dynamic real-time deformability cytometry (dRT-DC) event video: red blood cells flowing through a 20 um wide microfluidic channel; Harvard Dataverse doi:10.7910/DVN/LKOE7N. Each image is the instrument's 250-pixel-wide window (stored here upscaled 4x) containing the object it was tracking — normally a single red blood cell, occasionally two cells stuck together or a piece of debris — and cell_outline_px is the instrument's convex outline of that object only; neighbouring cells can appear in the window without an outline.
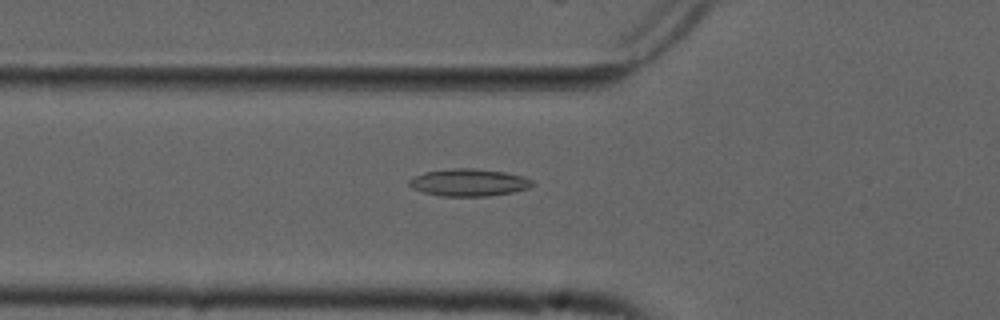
{"species": "common noctule bat (a hibernating species)", "species_latin": "Nyctalus noctula", "temperature_condition": "cold", "stored_images_in_passage": 34, "camera_frame_rate_fps": 3000, "um_per_image_px": 0.085, "animal": {"sex": "male", "forearm_length_mm": 52.5}, "frame": {"image": 1, "passage_image": 3, "time_ms": 0.667, "image_size_px": [1000, 320], "cell_outline_px": [[536, 184], [528, 188], [512, 192], [488, 196], [440, 196], [424, 192], [412, 188], [408, 184], [408, 180], [424, 172], [456, 168], [472, 168], [504, 172], [524, 176], [532, 180]], "centroid_in_image_um": [39.87, 15.51], "position_along_channel_um": 85.9, "area_um2": 19.54}}
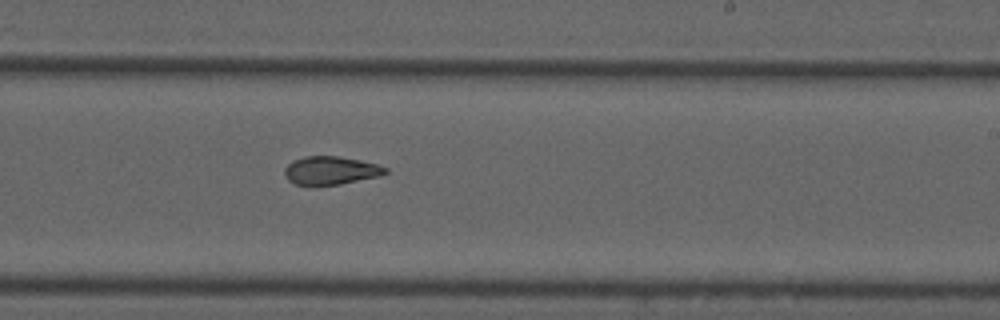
{"frame": {"image": 2, "passage_image": 17, "time_ms": 5.333, "image_size_px": [1000, 320], "cell_outline_px": [[388, 172], [380, 176], [340, 184], [312, 188], [296, 184], [288, 180], [284, 176], [284, 168], [292, 160], [304, 156], [336, 156], [360, 160], [376, 164], [388, 168]], "centroid_in_image_um": [28.06, 14.52], "position_along_channel_um": 260.9, "area_um2": 17.11}}
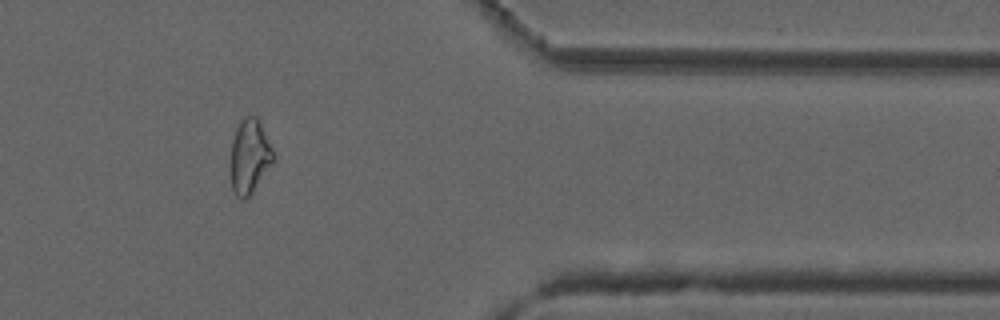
{"frame": {"image": 3, "passage_image": 29, "time_ms": 9.333, "image_size_px": [1000, 320], "cell_outline_px": [[276, 156], [272, 164], [252, 192], [244, 200], [240, 200], [236, 196], [232, 188], [232, 140], [236, 128], [240, 120], [244, 116], [256, 116]], "centroid_in_image_um": [21.23, 13.3], "position_along_channel_um": 390.2, "area_um2": 18.15}, "authors_computed_cell_mechanics": {"area_um2": 17.4845, "velocity_mm_per_s": 3.7478, "shape_relaxation_time_tau1_ms": null, "shape_relaxation_time_tau2_ms": 4.6291, "deformation_change_tau1": null, "deformation_change_tau2": 0.1262}}